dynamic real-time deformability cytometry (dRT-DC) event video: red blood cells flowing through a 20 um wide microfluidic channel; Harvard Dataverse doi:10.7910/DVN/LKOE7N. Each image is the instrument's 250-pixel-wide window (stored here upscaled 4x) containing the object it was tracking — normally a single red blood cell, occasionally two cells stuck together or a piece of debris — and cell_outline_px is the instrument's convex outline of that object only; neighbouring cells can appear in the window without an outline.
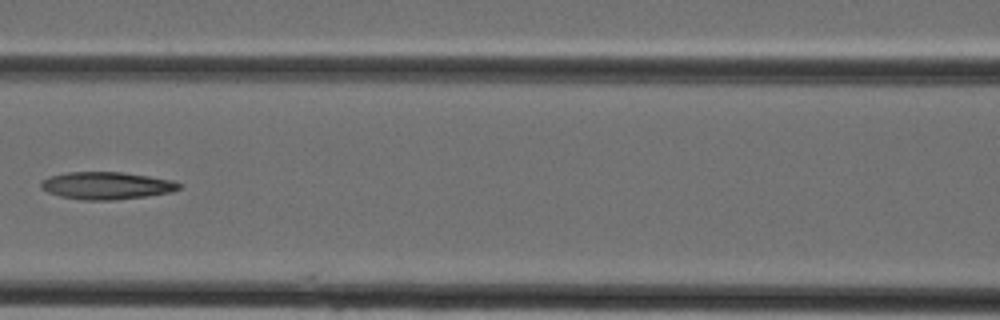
{"species": "Egyptian fruit bat (a non-hibernating species)", "species_latin": "Rousettus aegyptiacus", "temperature_condition": "cold", "stored_images_in_passage": 18, "camera_frame_rate_fps": 3000, "um_per_image_px": 0.085, "animal": {"sex": "female"}, "frame": {"image": 1, "passage_image": 15, "time_ms": 4.667, "image_size_px": [1000, 320], "cell_outline_px": [[180, 188], [172, 192], [148, 196], [112, 200], [80, 200], [60, 196], [48, 192], [40, 188], [40, 184], [44, 180], [52, 176], [68, 172], [124, 172], [172, 180], [180, 184]], "centroid_in_image_um": [9.07, 15.78], "position_along_channel_um": 157.5, "area_um2": 21.96}}
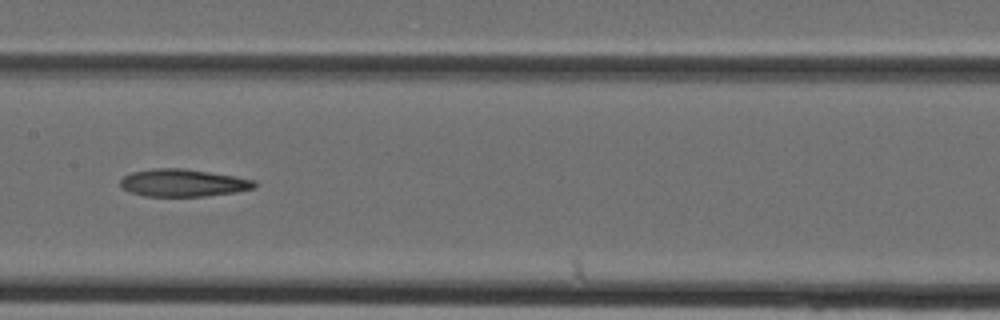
{"frame": {"image": 2, "passage_image": 17, "time_ms": 5.333, "image_size_px": [1000, 320], "cell_outline_px": [[256, 188], [236, 192], [204, 196], [144, 196], [128, 192], [120, 184], [120, 180], [124, 176], [132, 172], [156, 168], [184, 168], [256, 180]], "centroid_in_image_um": [15.56, 15.55], "position_along_channel_um": 191.8, "area_um2": 21.39}}